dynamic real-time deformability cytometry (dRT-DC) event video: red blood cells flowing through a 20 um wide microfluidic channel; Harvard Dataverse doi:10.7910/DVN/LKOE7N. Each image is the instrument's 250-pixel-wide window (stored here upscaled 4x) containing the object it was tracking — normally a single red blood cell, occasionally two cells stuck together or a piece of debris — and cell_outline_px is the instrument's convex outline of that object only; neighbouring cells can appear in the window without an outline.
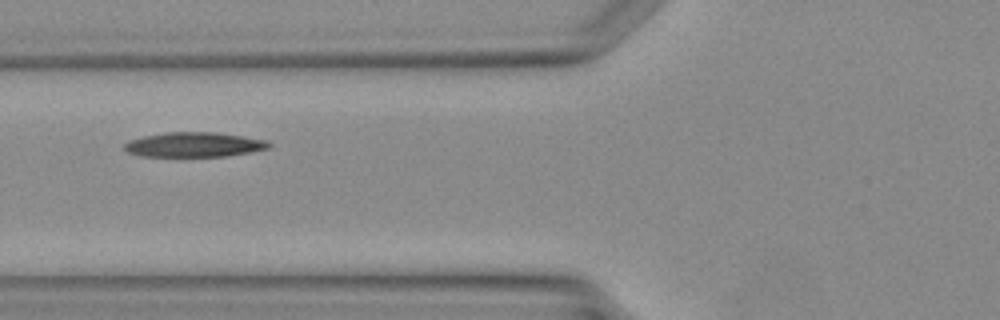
{"species": "Egyptian fruit bat (a non-hibernating species)", "species_latin": "Rousettus aegyptiacus", "temperature_condition": "warm", "stored_images_in_passage": 4, "camera_frame_rate_fps": 3000, "um_per_image_px": 0.085, "animal": {"sex": "female"}, "frame": {"image": 1, "passage_image": 4, "time_ms": 4.333, "image_size_px": [1000, 320], "cell_outline_px": [[272, 144], [268, 148], [248, 152], [224, 156], [140, 156], [128, 152], [124, 148], [124, 144], [128, 140], [144, 136], [164, 132], [216, 132], [244, 136], [264, 140]], "centroid_in_image_um": [16.46, 12.28], "position_along_channel_um": 109.3, "area_um2": 20.69}}